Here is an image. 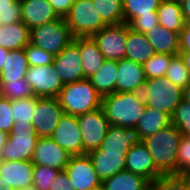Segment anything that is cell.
<instances>
[{
  "instance_id": "6da1fadb",
  "label": "cell",
  "mask_w": 190,
  "mask_h": 190,
  "mask_svg": "<svg viewBox=\"0 0 190 190\" xmlns=\"http://www.w3.org/2000/svg\"><path fill=\"white\" fill-rule=\"evenodd\" d=\"M101 108L110 125L135 128L146 105L141 93L114 92L102 97Z\"/></svg>"
},
{
  "instance_id": "7a4b0ae2",
  "label": "cell",
  "mask_w": 190,
  "mask_h": 190,
  "mask_svg": "<svg viewBox=\"0 0 190 190\" xmlns=\"http://www.w3.org/2000/svg\"><path fill=\"white\" fill-rule=\"evenodd\" d=\"M183 134L174 125H169L143 140L152 156L155 167L163 174H177V152Z\"/></svg>"
},
{
  "instance_id": "3957f363",
  "label": "cell",
  "mask_w": 190,
  "mask_h": 190,
  "mask_svg": "<svg viewBox=\"0 0 190 190\" xmlns=\"http://www.w3.org/2000/svg\"><path fill=\"white\" fill-rule=\"evenodd\" d=\"M64 114L78 116L101 108L102 96L88 79L65 84L58 95Z\"/></svg>"
},
{
  "instance_id": "277c9868",
  "label": "cell",
  "mask_w": 190,
  "mask_h": 190,
  "mask_svg": "<svg viewBox=\"0 0 190 190\" xmlns=\"http://www.w3.org/2000/svg\"><path fill=\"white\" fill-rule=\"evenodd\" d=\"M141 95L145 105L162 112L173 114L183 100V89L165 77L146 79Z\"/></svg>"
},
{
  "instance_id": "5b68a950",
  "label": "cell",
  "mask_w": 190,
  "mask_h": 190,
  "mask_svg": "<svg viewBox=\"0 0 190 190\" xmlns=\"http://www.w3.org/2000/svg\"><path fill=\"white\" fill-rule=\"evenodd\" d=\"M38 138L32 123H14L0 150L2 161H31Z\"/></svg>"
},
{
  "instance_id": "8992f818",
  "label": "cell",
  "mask_w": 190,
  "mask_h": 190,
  "mask_svg": "<svg viewBox=\"0 0 190 190\" xmlns=\"http://www.w3.org/2000/svg\"><path fill=\"white\" fill-rule=\"evenodd\" d=\"M73 40L74 37L63 17L30 30L29 43L40 47L53 56L58 55Z\"/></svg>"
},
{
  "instance_id": "52a82bcc",
  "label": "cell",
  "mask_w": 190,
  "mask_h": 190,
  "mask_svg": "<svg viewBox=\"0 0 190 190\" xmlns=\"http://www.w3.org/2000/svg\"><path fill=\"white\" fill-rule=\"evenodd\" d=\"M64 18L74 38L92 37L107 26L101 19L92 0H75Z\"/></svg>"
},
{
  "instance_id": "ba28073f",
  "label": "cell",
  "mask_w": 190,
  "mask_h": 190,
  "mask_svg": "<svg viewBox=\"0 0 190 190\" xmlns=\"http://www.w3.org/2000/svg\"><path fill=\"white\" fill-rule=\"evenodd\" d=\"M76 117L82 135L84 155L100 147L110 124L102 108Z\"/></svg>"
},
{
  "instance_id": "9c48e42d",
  "label": "cell",
  "mask_w": 190,
  "mask_h": 190,
  "mask_svg": "<svg viewBox=\"0 0 190 190\" xmlns=\"http://www.w3.org/2000/svg\"><path fill=\"white\" fill-rule=\"evenodd\" d=\"M128 35V24L107 25L92 38L106 60L119 61L125 58V46Z\"/></svg>"
},
{
  "instance_id": "30bf717a",
  "label": "cell",
  "mask_w": 190,
  "mask_h": 190,
  "mask_svg": "<svg viewBox=\"0 0 190 190\" xmlns=\"http://www.w3.org/2000/svg\"><path fill=\"white\" fill-rule=\"evenodd\" d=\"M25 81L32 87L35 97H58L65 85L59 74L53 69V64L29 67Z\"/></svg>"
},
{
  "instance_id": "8fae6325",
  "label": "cell",
  "mask_w": 190,
  "mask_h": 190,
  "mask_svg": "<svg viewBox=\"0 0 190 190\" xmlns=\"http://www.w3.org/2000/svg\"><path fill=\"white\" fill-rule=\"evenodd\" d=\"M80 37L74 40L53 58V69L59 74L64 84L84 80L80 57Z\"/></svg>"
},
{
  "instance_id": "7c38bea8",
  "label": "cell",
  "mask_w": 190,
  "mask_h": 190,
  "mask_svg": "<svg viewBox=\"0 0 190 190\" xmlns=\"http://www.w3.org/2000/svg\"><path fill=\"white\" fill-rule=\"evenodd\" d=\"M63 114L64 111L57 97H36L32 124L38 137H50Z\"/></svg>"
},
{
  "instance_id": "4fadbf2b",
  "label": "cell",
  "mask_w": 190,
  "mask_h": 190,
  "mask_svg": "<svg viewBox=\"0 0 190 190\" xmlns=\"http://www.w3.org/2000/svg\"><path fill=\"white\" fill-rule=\"evenodd\" d=\"M64 170L75 190H92L101 187L102 183L87 154L71 156Z\"/></svg>"
},
{
  "instance_id": "5bb4252c",
  "label": "cell",
  "mask_w": 190,
  "mask_h": 190,
  "mask_svg": "<svg viewBox=\"0 0 190 190\" xmlns=\"http://www.w3.org/2000/svg\"><path fill=\"white\" fill-rule=\"evenodd\" d=\"M50 138L71 156L83 155L82 135L76 116L63 114Z\"/></svg>"
},
{
  "instance_id": "9a60e30c",
  "label": "cell",
  "mask_w": 190,
  "mask_h": 190,
  "mask_svg": "<svg viewBox=\"0 0 190 190\" xmlns=\"http://www.w3.org/2000/svg\"><path fill=\"white\" fill-rule=\"evenodd\" d=\"M70 158L71 155L50 137H39L31 161L34 165L48 166L62 171Z\"/></svg>"
},
{
  "instance_id": "2e32d148",
  "label": "cell",
  "mask_w": 190,
  "mask_h": 190,
  "mask_svg": "<svg viewBox=\"0 0 190 190\" xmlns=\"http://www.w3.org/2000/svg\"><path fill=\"white\" fill-rule=\"evenodd\" d=\"M34 164L29 160L2 161L0 178L4 187L20 190L33 186Z\"/></svg>"
},
{
  "instance_id": "e0dca14e",
  "label": "cell",
  "mask_w": 190,
  "mask_h": 190,
  "mask_svg": "<svg viewBox=\"0 0 190 190\" xmlns=\"http://www.w3.org/2000/svg\"><path fill=\"white\" fill-rule=\"evenodd\" d=\"M117 66L115 92L141 93L146 81L143 65L124 58L117 61Z\"/></svg>"
},
{
  "instance_id": "ac0fdd59",
  "label": "cell",
  "mask_w": 190,
  "mask_h": 190,
  "mask_svg": "<svg viewBox=\"0 0 190 190\" xmlns=\"http://www.w3.org/2000/svg\"><path fill=\"white\" fill-rule=\"evenodd\" d=\"M126 170L144 177L149 182L163 175L155 167L152 156L142 141L130 147L126 155Z\"/></svg>"
},
{
  "instance_id": "d6986e66",
  "label": "cell",
  "mask_w": 190,
  "mask_h": 190,
  "mask_svg": "<svg viewBox=\"0 0 190 190\" xmlns=\"http://www.w3.org/2000/svg\"><path fill=\"white\" fill-rule=\"evenodd\" d=\"M101 183L126 170L127 153L105 152L100 148L87 153Z\"/></svg>"
},
{
  "instance_id": "ffe728a7",
  "label": "cell",
  "mask_w": 190,
  "mask_h": 190,
  "mask_svg": "<svg viewBox=\"0 0 190 190\" xmlns=\"http://www.w3.org/2000/svg\"><path fill=\"white\" fill-rule=\"evenodd\" d=\"M22 22L32 30L59 18L47 0H20Z\"/></svg>"
},
{
  "instance_id": "44dd1931",
  "label": "cell",
  "mask_w": 190,
  "mask_h": 190,
  "mask_svg": "<svg viewBox=\"0 0 190 190\" xmlns=\"http://www.w3.org/2000/svg\"><path fill=\"white\" fill-rule=\"evenodd\" d=\"M140 141L135 128L110 125L99 148L105 152L128 153L130 147Z\"/></svg>"
},
{
  "instance_id": "7402d4cb",
  "label": "cell",
  "mask_w": 190,
  "mask_h": 190,
  "mask_svg": "<svg viewBox=\"0 0 190 190\" xmlns=\"http://www.w3.org/2000/svg\"><path fill=\"white\" fill-rule=\"evenodd\" d=\"M144 35L154 48L155 53L169 54L172 56L179 54L178 33L167 30L161 25H158L150 31L145 32Z\"/></svg>"
},
{
  "instance_id": "603a6c76",
  "label": "cell",
  "mask_w": 190,
  "mask_h": 190,
  "mask_svg": "<svg viewBox=\"0 0 190 190\" xmlns=\"http://www.w3.org/2000/svg\"><path fill=\"white\" fill-rule=\"evenodd\" d=\"M125 58L143 65L156 53L143 33L133 31L128 25Z\"/></svg>"
},
{
  "instance_id": "cb8c5ba5",
  "label": "cell",
  "mask_w": 190,
  "mask_h": 190,
  "mask_svg": "<svg viewBox=\"0 0 190 190\" xmlns=\"http://www.w3.org/2000/svg\"><path fill=\"white\" fill-rule=\"evenodd\" d=\"M30 42V29L22 22L0 24V47L8 51L24 48Z\"/></svg>"
},
{
  "instance_id": "d4e9b609",
  "label": "cell",
  "mask_w": 190,
  "mask_h": 190,
  "mask_svg": "<svg viewBox=\"0 0 190 190\" xmlns=\"http://www.w3.org/2000/svg\"><path fill=\"white\" fill-rule=\"evenodd\" d=\"M171 124V116L169 114L146 106L145 113L138 120L135 129L139 139L143 140Z\"/></svg>"
},
{
  "instance_id": "484cf974",
  "label": "cell",
  "mask_w": 190,
  "mask_h": 190,
  "mask_svg": "<svg viewBox=\"0 0 190 190\" xmlns=\"http://www.w3.org/2000/svg\"><path fill=\"white\" fill-rule=\"evenodd\" d=\"M80 55L85 79L94 75L105 61L92 37H80Z\"/></svg>"
},
{
  "instance_id": "4316f807",
  "label": "cell",
  "mask_w": 190,
  "mask_h": 190,
  "mask_svg": "<svg viewBox=\"0 0 190 190\" xmlns=\"http://www.w3.org/2000/svg\"><path fill=\"white\" fill-rule=\"evenodd\" d=\"M29 64L24 48L8 52L7 60L0 71V82H14L25 78Z\"/></svg>"
},
{
  "instance_id": "83f0119b",
  "label": "cell",
  "mask_w": 190,
  "mask_h": 190,
  "mask_svg": "<svg viewBox=\"0 0 190 190\" xmlns=\"http://www.w3.org/2000/svg\"><path fill=\"white\" fill-rule=\"evenodd\" d=\"M149 181L144 177L123 170L102 182L103 190H148Z\"/></svg>"
},
{
  "instance_id": "f1b7e54d",
  "label": "cell",
  "mask_w": 190,
  "mask_h": 190,
  "mask_svg": "<svg viewBox=\"0 0 190 190\" xmlns=\"http://www.w3.org/2000/svg\"><path fill=\"white\" fill-rule=\"evenodd\" d=\"M117 69V61L105 59L101 68L88 78L102 97L115 92Z\"/></svg>"
},
{
  "instance_id": "f546056e",
  "label": "cell",
  "mask_w": 190,
  "mask_h": 190,
  "mask_svg": "<svg viewBox=\"0 0 190 190\" xmlns=\"http://www.w3.org/2000/svg\"><path fill=\"white\" fill-rule=\"evenodd\" d=\"M157 15L159 25L175 33L179 34L185 25L181 5L171 0L161 1Z\"/></svg>"
},
{
  "instance_id": "4dcf8cb0",
  "label": "cell",
  "mask_w": 190,
  "mask_h": 190,
  "mask_svg": "<svg viewBox=\"0 0 190 190\" xmlns=\"http://www.w3.org/2000/svg\"><path fill=\"white\" fill-rule=\"evenodd\" d=\"M162 0H123L124 23L128 25L139 16L157 15Z\"/></svg>"
},
{
  "instance_id": "1f68e13d",
  "label": "cell",
  "mask_w": 190,
  "mask_h": 190,
  "mask_svg": "<svg viewBox=\"0 0 190 190\" xmlns=\"http://www.w3.org/2000/svg\"><path fill=\"white\" fill-rule=\"evenodd\" d=\"M92 3L107 25L124 23L123 0H92Z\"/></svg>"
},
{
  "instance_id": "d6a6232c",
  "label": "cell",
  "mask_w": 190,
  "mask_h": 190,
  "mask_svg": "<svg viewBox=\"0 0 190 190\" xmlns=\"http://www.w3.org/2000/svg\"><path fill=\"white\" fill-rule=\"evenodd\" d=\"M165 78L171 80L181 89H184L190 84V73L185 67L184 61L180 54L172 56Z\"/></svg>"
},
{
  "instance_id": "836d02e7",
  "label": "cell",
  "mask_w": 190,
  "mask_h": 190,
  "mask_svg": "<svg viewBox=\"0 0 190 190\" xmlns=\"http://www.w3.org/2000/svg\"><path fill=\"white\" fill-rule=\"evenodd\" d=\"M0 96L8 98L10 101H16L22 98L35 96L32 87L21 79L14 82H0Z\"/></svg>"
},
{
  "instance_id": "e575fe53",
  "label": "cell",
  "mask_w": 190,
  "mask_h": 190,
  "mask_svg": "<svg viewBox=\"0 0 190 190\" xmlns=\"http://www.w3.org/2000/svg\"><path fill=\"white\" fill-rule=\"evenodd\" d=\"M35 107V96L11 101L12 116L15 123H32Z\"/></svg>"
},
{
  "instance_id": "d590c367",
  "label": "cell",
  "mask_w": 190,
  "mask_h": 190,
  "mask_svg": "<svg viewBox=\"0 0 190 190\" xmlns=\"http://www.w3.org/2000/svg\"><path fill=\"white\" fill-rule=\"evenodd\" d=\"M172 55L156 53L143 64L146 79L165 77Z\"/></svg>"
},
{
  "instance_id": "8d00e7d4",
  "label": "cell",
  "mask_w": 190,
  "mask_h": 190,
  "mask_svg": "<svg viewBox=\"0 0 190 190\" xmlns=\"http://www.w3.org/2000/svg\"><path fill=\"white\" fill-rule=\"evenodd\" d=\"M148 190H190V186L181 174H169L150 182Z\"/></svg>"
},
{
  "instance_id": "74e56055",
  "label": "cell",
  "mask_w": 190,
  "mask_h": 190,
  "mask_svg": "<svg viewBox=\"0 0 190 190\" xmlns=\"http://www.w3.org/2000/svg\"><path fill=\"white\" fill-rule=\"evenodd\" d=\"M59 170L48 166L34 165L33 187L36 190H50L51 184L58 175Z\"/></svg>"
},
{
  "instance_id": "f35d334b",
  "label": "cell",
  "mask_w": 190,
  "mask_h": 190,
  "mask_svg": "<svg viewBox=\"0 0 190 190\" xmlns=\"http://www.w3.org/2000/svg\"><path fill=\"white\" fill-rule=\"evenodd\" d=\"M172 125L185 136L190 135V103L182 100L171 115Z\"/></svg>"
},
{
  "instance_id": "ab89813d",
  "label": "cell",
  "mask_w": 190,
  "mask_h": 190,
  "mask_svg": "<svg viewBox=\"0 0 190 190\" xmlns=\"http://www.w3.org/2000/svg\"><path fill=\"white\" fill-rule=\"evenodd\" d=\"M29 67L50 65L53 62L54 56L51 53H48L36 47L33 44H28L24 47Z\"/></svg>"
},
{
  "instance_id": "60d3db41",
  "label": "cell",
  "mask_w": 190,
  "mask_h": 190,
  "mask_svg": "<svg viewBox=\"0 0 190 190\" xmlns=\"http://www.w3.org/2000/svg\"><path fill=\"white\" fill-rule=\"evenodd\" d=\"M190 166V137L183 135L177 152V174H182Z\"/></svg>"
},
{
  "instance_id": "b9f144b4",
  "label": "cell",
  "mask_w": 190,
  "mask_h": 190,
  "mask_svg": "<svg viewBox=\"0 0 190 190\" xmlns=\"http://www.w3.org/2000/svg\"><path fill=\"white\" fill-rule=\"evenodd\" d=\"M14 123L15 121L12 116L11 101L6 97L0 96V130L7 134L11 133Z\"/></svg>"
},
{
  "instance_id": "7bdbcfd3",
  "label": "cell",
  "mask_w": 190,
  "mask_h": 190,
  "mask_svg": "<svg viewBox=\"0 0 190 190\" xmlns=\"http://www.w3.org/2000/svg\"><path fill=\"white\" fill-rule=\"evenodd\" d=\"M158 25V15L139 16L129 24L130 28L133 31L143 34Z\"/></svg>"
},
{
  "instance_id": "ee69618b",
  "label": "cell",
  "mask_w": 190,
  "mask_h": 190,
  "mask_svg": "<svg viewBox=\"0 0 190 190\" xmlns=\"http://www.w3.org/2000/svg\"><path fill=\"white\" fill-rule=\"evenodd\" d=\"M50 190H75L71 185L69 177L65 170L59 171L58 175L51 184Z\"/></svg>"
},
{
  "instance_id": "f6af8a7d",
  "label": "cell",
  "mask_w": 190,
  "mask_h": 190,
  "mask_svg": "<svg viewBox=\"0 0 190 190\" xmlns=\"http://www.w3.org/2000/svg\"><path fill=\"white\" fill-rule=\"evenodd\" d=\"M22 21L21 9H6L0 11V24L8 25Z\"/></svg>"
},
{
  "instance_id": "bcb514c9",
  "label": "cell",
  "mask_w": 190,
  "mask_h": 190,
  "mask_svg": "<svg viewBox=\"0 0 190 190\" xmlns=\"http://www.w3.org/2000/svg\"><path fill=\"white\" fill-rule=\"evenodd\" d=\"M59 17H65L75 0H47Z\"/></svg>"
},
{
  "instance_id": "7dc6e473",
  "label": "cell",
  "mask_w": 190,
  "mask_h": 190,
  "mask_svg": "<svg viewBox=\"0 0 190 190\" xmlns=\"http://www.w3.org/2000/svg\"><path fill=\"white\" fill-rule=\"evenodd\" d=\"M179 49L180 52H190V22H185L179 33Z\"/></svg>"
},
{
  "instance_id": "c3c4849f",
  "label": "cell",
  "mask_w": 190,
  "mask_h": 190,
  "mask_svg": "<svg viewBox=\"0 0 190 190\" xmlns=\"http://www.w3.org/2000/svg\"><path fill=\"white\" fill-rule=\"evenodd\" d=\"M6 9H21L20 0H0V11Z\"/></svg>"
},
{
  "instance_id": "681fc988",
  "label": "cell",
  "mask_w": 190,
  "mask_h": 190,
  "mask_svg": "<svg viewBox=\"0 0 190 190\" xmlns=\"http://www.w3.org/2000/svg\"><path fill=\"white\" fill-rule=\"evenodd\" d=\"M181 9L185 22H190V0L185 1L181 5Z\"/></svg>"
},
{
  "instance_id": "f907efd6",
  "label": "cell",
  "mask_w": 190,
  "mask_h": 190,
  "mask_svg": "<svg viewBox=\"0 0 190 190\" xmlns=\"http://www.w3.org/2000/svg\"><path fill=\"white\" fill-rule=\"evenodd\" d=\"M8 50L5 48L0 47V71L4 67L5 62L7 60Z\"/></svg>"
},
{
  "instance_id": "816d5d0a",
  "label": "cell",
  "mask_w": 190,
  "mask_h": 190,
  "mask_svg": "<svg viewBox=\"0 0 190 190\" xmlns=\"http://www.w3.org/2000/svg\"><path fill=\"white\" fill-rule=\"evenodd\" d=\"M180 56L182 57L185 67L188 69L190 73V52H179Z\"/></svg>"
},
{
  "instance_id": "f5cc1de1",
  "label": "cell",
  "mask_w": 190,
  "mask_h": 190,
  "mask_svg": "<svg viewBox=\"0 0 190 190\" xmlns=\"http://www.w3.org/2000/svg\"><path fill=\"white\" fill-rule=\"evenodd\" d=\"M183 100L190 103V84L183 89Z\"/></svg>"
},
{
  "instance_id": "db71d44e",
  "label": "cell",
  "mask_w": 190,
  "mask_h": 190,
  "mask_svg": "<svg viewBox=\"0 0 190 190\" xmlns=\"http://www.w3.org/2000/svg\"><path fill=\"white\" fill-rule=\"evenodd\" d=\"M8 134L2 130H0V150L4 146L6 140H7Z\"/></svg>"
},
{
  "instance_id": "11a10c76",
  "label": "cell",
  "mask_w": 190,
  "mask_h": 190,
  "mask_svg": "<svg viewBox=\"0 0 190 190\" xmlns=\"http://www.w3.org/2000/svg\"><path fill=\"white\" fill-rule=\"evenodd\" d=\"M181 175L185 178L190 186V172H183Z\"/></svg>"
},
{
  "instance_id": "9f6ffc18",
  "label": "cell",
  "mask_w": 190,
  "mask_h": 190,
  "mask_svg": "<svg viewBox=\"0 0 190 190\" xmlns=\"http://www.w3.org/2000/svg\"><path fill=\"white\" fill-rule=\"evenodd\" d=\"M0 190H14V189H12L11 187H4V185H3V183H2V181H1V178H0Z\"/></svg>"
},
{
  "instance_id": "6f0895ef",
  "label": "cell",
  "mask_w": 190,
  "mask_h": 190,
  "mask_svg": "<svg viewBox=\"0 0 190 190\" xmlns=\"http://www.w3.org/2000/svg\"><path fill=\"white\" fill-rule=\"evenodd\" d=\"M171 1L177 3L178 5H182L187 0H171Z\"/></svg>"
},
{
  "instance_id": "680465c9",
  "label": "cell",
  "mask_w": 190,
  "mask_h": 190,
  "mask_svg": "<svg viewBox=\"0 0 190 190\" xmlns=\"http://www.w3.org/2000/svg\"><path fill=\"white\" fill-rule=\"evenodd\" d=\"M20 190H36V189L33 186H31V187L23 188V189H20Z\"/></svg>"
},
{
  "instance_id": "91938a15",
  "label": "cell",
  "mask_w": 190,
  "mask_h": 190,
  "mask_svg": "<svg viewBox=\"0 0 190 190\" xmlns=\"http://www.w3.org/2000/svg\"><path fill=\"white\" fill-rule=\"evenodd\" d=\"M92 190H103V188L101 186V187H98V188H95V189H92Z\"/></svg>"
},
{
  "instance_id": "94428289",
  "label": "cell",
  "mask_w": 190,
  "mask_h": 190,
  "mask_svg": "<svg viewBox=\"0 0 190 190\" xmlns=\"http://www.w3.org/2000/svg\"><path fill=\"white\" fill-rule=\"evenodd\" d=\"M184 172H190V166Z\"/></svg>"
}]
</instances>
